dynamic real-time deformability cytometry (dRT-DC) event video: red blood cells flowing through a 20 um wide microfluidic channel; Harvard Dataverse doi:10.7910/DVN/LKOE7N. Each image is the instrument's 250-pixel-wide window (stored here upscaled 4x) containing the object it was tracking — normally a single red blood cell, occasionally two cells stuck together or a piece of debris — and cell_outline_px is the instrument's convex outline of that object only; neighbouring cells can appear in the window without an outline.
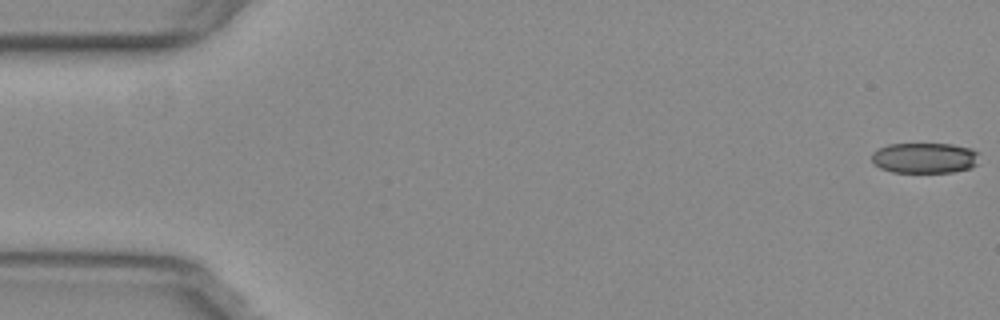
{"species": "common noctule bat (a hibernating species)", "species_latin": "Nyctalus noctula", "temperature_condition": "warm", "stored_images_in_passage": 7, "camera_frame_rate_fps": 3000, "um_per_image_px": 0.085, "animal": {"sex": "female", "body_mass_g": 29.2, "forearm_length_mm": 56.3}, "frame": {"image": 1, "passage_image": 1, "time_ms": 0.0, "image_size_px": [1000, 320], "cell_outline_px": [[980, 152], [976, 164], [972, 168], [952, 172], [892, 172], [880, 168], [872, 160], [872, 152], [888, 144], [952, 144], [972, 148]], "centroid_in_image_um": [78.64, 13.42], "position_along_channel_um": 6.4, "area_um2": 19.25}}